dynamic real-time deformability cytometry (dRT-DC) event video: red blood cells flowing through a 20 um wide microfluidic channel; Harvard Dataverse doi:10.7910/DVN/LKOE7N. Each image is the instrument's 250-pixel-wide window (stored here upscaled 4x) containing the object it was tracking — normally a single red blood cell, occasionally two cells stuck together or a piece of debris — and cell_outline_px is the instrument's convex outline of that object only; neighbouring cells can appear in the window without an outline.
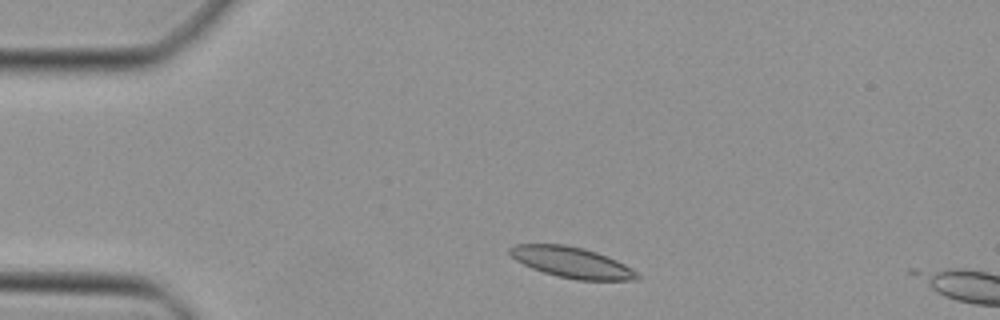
{"species": "Egyptian fruit bat (a non-hibernating species)", "species_latin": "Rousettus aegyptiacus", "temperature_condition": "cold", "stored_images_in_passage": 4, "camera_frame_rate_fps": 3000, "um_per_image_px": 0.085, "animal": {"sex": "female"}, "frame": {"image": 1, "passage_image": 1, "time_ms": 0.0, "image_size_px": [1000, 320], "cell_outline_px": [[640, 280], [576, 280], [556, 276], [532, 268], [516, 260], [508, 252], [508, 248], [516, 244], [564, 244], [584, 248], [596, 252], [616, 260], [624, 264], [636, 272], [640, 276]], "centroid_in_image_um": [48.59, 22.3], "position_along_channel_um": 36.4, "area_um2": 22.77}}